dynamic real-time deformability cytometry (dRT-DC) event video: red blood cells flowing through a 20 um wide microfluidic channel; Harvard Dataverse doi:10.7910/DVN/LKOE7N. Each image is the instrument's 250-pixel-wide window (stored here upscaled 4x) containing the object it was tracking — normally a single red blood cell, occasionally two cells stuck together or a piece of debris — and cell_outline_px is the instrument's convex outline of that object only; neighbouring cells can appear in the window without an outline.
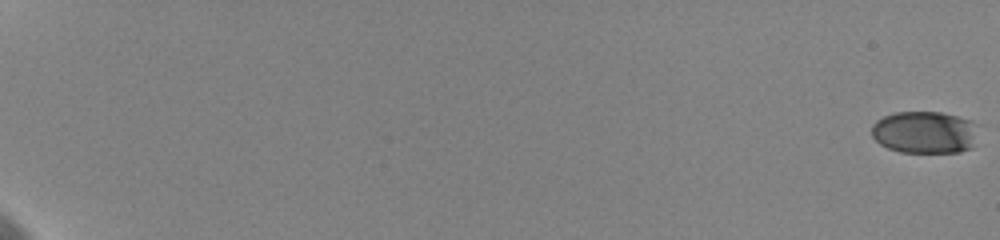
{"species": "human", "species_latin": "Homo sapiens", "temperature_condition": "cold", "stored_images_in_passage": 7, "camera_frame_rate_fps": 3000, "um_per_image_px": 0.085, "donor": {"sex": "female"}, "frame": {"image": 1, "passage_image": 1, "time_ms": 0.0, "image_size_px": [1000, 240], "cell_outline_px": [[972, 148], [960, 152], [900, 152], [888, 148], [880, 144], [872, 136], [872, 124], [876, 120], [884, 116], [896, 112], [940, 112], [972, 120]], "centroid_in_image_um": [78.5, 11.24], "position_along_channel_um": 6.5, "area_um2": 25.78}}